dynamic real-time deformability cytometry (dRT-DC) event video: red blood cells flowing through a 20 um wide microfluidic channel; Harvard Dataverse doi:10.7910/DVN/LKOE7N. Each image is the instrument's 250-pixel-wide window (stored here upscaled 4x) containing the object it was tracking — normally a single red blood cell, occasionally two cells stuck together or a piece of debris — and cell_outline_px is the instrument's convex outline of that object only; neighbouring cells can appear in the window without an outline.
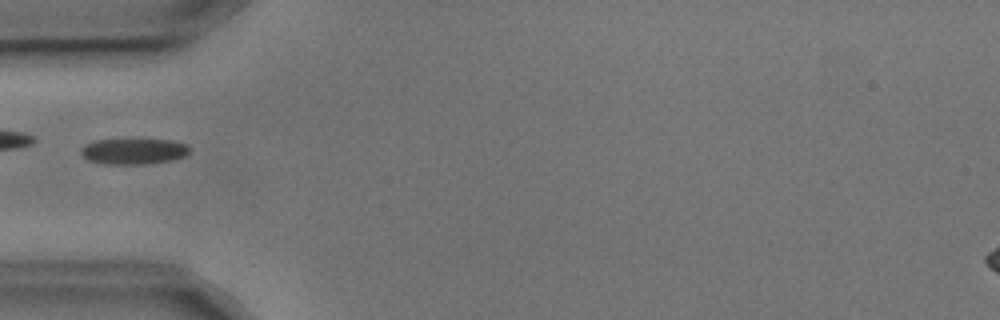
{"species": "common noctule bat (a hibernating species)", "species_latin": "Nyctalus noctula", "temperature_condition": "cold", "stored_images_in_passage": 5, "camera_frame_rate_fps": 3000, "um_per_image_px": 0.085, "animal": {"sex": "male", "body_mass_g": 17.9, "forearm_length_mm": 54.2}, "frame": {"image": 1, "passage_image": 5, "time_ms": 1.333, "image_size_px": [1000, 320], "cell_outline_px": [[192, 148], [184, 156], [172, 160], [148, 164], [104, 164], [88, 160], [80, 152], [80, 148], [84, 144], [92, 140], [136, 136], [172, 140], [188, 144]], "centroid_in_image_um": [11.36, 12.79], "position_along_channel_um": 73.6, "area_um2": 17.63}}